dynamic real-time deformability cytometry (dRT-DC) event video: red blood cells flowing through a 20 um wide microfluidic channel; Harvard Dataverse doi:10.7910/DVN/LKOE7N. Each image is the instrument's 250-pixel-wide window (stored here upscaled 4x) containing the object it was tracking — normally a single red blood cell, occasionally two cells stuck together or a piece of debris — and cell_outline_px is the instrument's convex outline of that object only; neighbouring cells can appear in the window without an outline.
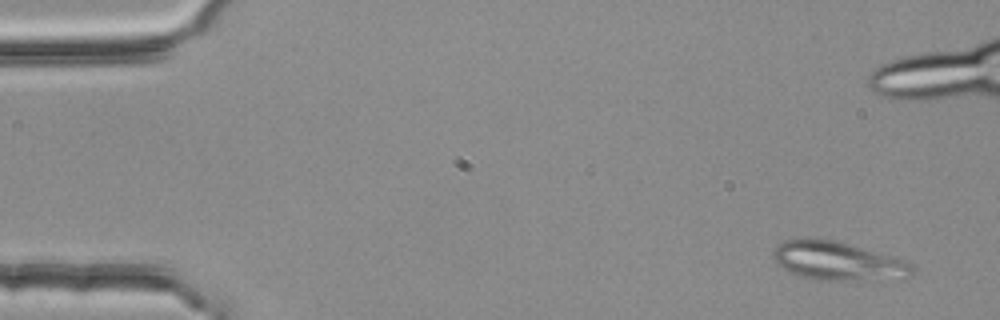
{"species": "common noctule bat (a hibernating species)", "species_latin": "Nyctalus noctula", "temperature_condition": "room temperature", "stored_images_in_passage": 5, "camera_frame_rate_fps": 3000, "um_per_image_px": 0.085, "animal": {"sex": "female", "body_mass_g": 25.1}, "frame": {"image": 1, "passage_image": 1, "time_ms": 0.0, "image_size_px": [1000, 320], "cell_outline_px": [[912, 276], [908, 280], [820, 280], [800, 276], [776, 264], [772, 256], [772, 252], [784, 240], [812, 236], [836, 240], [908, 264], [912, 268]], "centroid_in_image_um": [71.13, 22.2], "position_along_channel_um": 13.9, "area_um2": 31.04}}